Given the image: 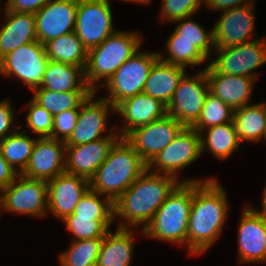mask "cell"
I'll return each mask as SVG.
<instances>
[{
  "label": "cell",
  "mask_w": 266,
  "mask_h": 266,
  "mask_svg": "<svg viewBox=\"0 0 266 266\" xmlns=\"http://www.w3.org/2000/svg\"><path fill=\"white\" fill-rule=\"evenodd\" d=\"M122 1H125V2H138V3H143V4H147L150 2V0H122Z\"/></svg>",
  "instance_id": "bcb514c9"
},
{
  "label": "cell",
  "mask_w": 266,
  "mask_h": 266,
  "mask_svg": "<svg viewBox=\"0 0 266 266\" xmlns=\"http://www.w3.org/2000/svg\"><path fill=\"white\" fill-rule=\"evenodd\" d=\"M115 112L124 118L125 126L116 131L124 138L130 131L167 115V105L142 92L120 102Z\"/></svg>",
  "instance_id": "44dd1931"
},
{
  "label": "cell",
  "mask_w": 266,
  "mask_h": 266,
  "mask_svg": "<svg viewBox=\"0 0 266 266\" xmlns=\"http://www.w3.org/2000/svg\"><path fill=\"white\" fill-rule=\"evenodd\" d=\"M233 117L234 110L209 91L200 117L192 128L202 135V130L231 122Z\"/></svg>",
  "instance_id": "836d02e7"
},
{
  "label": "cell",
  "mask_w": 266,
  "mask_h": 266,
  "mask_svg": "<svg viewBox=\"0 0 266 266\" xmlns=\"http://www.w3.org/2000/svg\"><path fill=\"white\" fill-rule=\"evenodd\" d=\"M74 32L88 51L117 32L113 27L110 1L79 0Z\"/></svg>",
  "instance_id": "9c48e42d"
},
{
  "label": "cell",
  "mask_w": 266,
  "mask_h": 266,
  "mask_svg": "<svg viewBox=\"0 0 266 266\" xmlns=\"http://www.w3.org/2000/svg\"><path fill=\"white\" fill-rule=\"evenodd\" d=\"M14 111L10 105L8 99L0 101V140L6 138L10 134L14 133L17 129H20V125L15 127L13 132L9 133L12 123L15 121Z\"/></svg>",
  "instance_id": "60d3db41"
},
{
  "label": "cell",
  "mask_w": 266,
  "mask_h": 266,
  "mask_svg": "<svg viewBox=\"0 0 266 266\" xmlns=\"http://www.w3.org/2000/svg\"><path fill=\"white\" fill-rule=\"evenodd\" d=\"M78 3L79 0H50L34 13L41 44L75 31Z\"/></svg>",
  "instance_id": "2e32d148"
},
{
  "label": "cell",
  "mask_w": 266,
  "mask_h": 266,
  "mask_svg": "<svg viewBox=\"0 0 266 266\" xmlns=\"http://www.w3.org/2000/svg\"><path fill=\"white\" fill-rule=\"evenodd\" d=\"M89 189L81 198L72 214L94 216V219H114L113 202L108 197Z\"/></svg>",
  "instance_id": "8d00e7d4"
},
{
  "label": "cell",
  "mask_w": 266,
  "mask_h": 266,
  "mask_svg": "<svg viewBox=\"0 0 266 266\" xmlns=\"http://www.w3.org/2000/svg\"><path fill=\"white\" fill-rule=\"evenodd\" d=\"M146 169L147 163L125 138H120L89 180L90 189L114 203Z\"/></svg>",
  "instance_id": "3957f363"
},
{
  "label": "cell",
  "mask_w": 266,
  "mask_h": 266,
  "mask_svg": "<svg viewBox=\"0 0 266 266\" xmlns=\"http://www.w3.org/2000/svg\"><path fill=\"white\" fill-rule=\"evenodd\" d=\"M209 91L205 68L192 77L185 74L167 105V115L184 127H192L200 117Z\"/></svg>",
  "instance_id": "ba28073f"
},
{
  "label": "cell",
  "mask_w": 266,
  "mask_h": 266,
  "mask_svg": "<svg viewBox=\"0 0 266 266\" xmlns=\"http://www.w3.org/2000/svg\"><path fill=\"white\" fill-rule=\"evenodd\" d=\"M133 231L129 228L110 230L103 239L96 266H131L134 240Z\"/></svg>",
  "instance_id": "484cf974"
},
{
  "label": "cell",
  "mask_w": 266,
  "mask_h": 266,
  "mask_svg": "<svg viewBox=\"0 0 266 266\" xmlns=\"http://www.w3.org/2000/svg\"><path fill=\"white\" fill-rule=\"evenodd\" d=\"M104 238L74 240L58 257L60 266H96Z\"/></svg>",
  "instance_id": "1f68e13d"
},
{
  "label": "cell",
  "mask_w": 266,
  "mask_h": 266,
  "mask_svg": "<svg viewBox=\"0 0 266 266\" xmlns=\"http://www.w3.org/2000/svg\"><path fill=\"white\" fill-rule=\"evenodd\" d=\"M65 155L64 141L37 137L28 165L21 174L31 179L49 181L65 172Z\"/></svg>",
  "instance_id": "ac0fdd59"
},
{
  "label": "cell",
  "mask_w": 266,
  "mask_h": 266,
  "mask_svg": "<svg viewBox=\"0 0 266 266\" xmlns=\"http://www.w3.org/2000/svg\"><path fill=\"white\" fill-rule=\"evenodd\" d=\"M4 13L6 21L0 28V61L18 47L38 41L34 13L6 9Z\"/></svg>",
  "instance_id": "603a6c76"
},
{
  "label": "cell",
  "mask_w": 266,
  "mask_h": 266,
  "mask_svg": "<svg viewBox=\"0 0 266 266\" xmlns=\"http://www.w3.org/2000/svg\"><path fill=\"white\" fill-rule=\"evenodd\" d=\"M114 219H94V216L70 214L62 222L65 223L74 240L104 238Z\"/></svg>",
  "instance_id": "d6a6232c"
},
{
  "label": "cell",
  "mask_w": 266,
  "mask_h": 266,
  "mask_svg": "<svg viewBox=\"0 0 266 266\" xmlns=\"http://www.w3.org/2000/svg\"><path fill=\"white\" fill-rule=\"evenodd\" d=\"M193 182H203V180L186 179L180 182L142 230L144 236L187 246L188 223L193 202Z\"/></svg>",
  "instance_id": "277c9868"
},
{
  "label": "cell",
  "mask_w": 266,
  "mask_h": 266,
  "mask_svg": "<svg viewBox=\"0 0 266 266\" xmlns=\"http://www.w3.org/2000/svg\"><path fill=\"white\" fill-rule=\"evenodd\" d=\"M48 184V212L64 220L74 212L75 207L90 189L88 179L62 173L47 181Z\"/></svg>",
  "instance_id": "ffe728a7"
},
{
  "label": "cell",
  "mask_w": 266,
  "mask_h": 266,
  "mask_svg": "<svg viewBox=\"0 0 266 266\" xmlns=\"http://www.w3.org/2000/svg\"><path fill=\"white\" fill-rule=\"evenodd\" d=\"M78 115L79 110H66L54 115L52 138L66 142L75 129Z\"/></svg>",
  "instance_id": "ab89813d"
},
{
  "label": "cell",
  "mask_w": 266,
  "mask_h": 266,
  "mask_svg": "<svg viewBox=\"0 0 266 266\" xmlns=\"http://www.w3.org/2000/svg\"><path fill=\"white\" fill-rule=\"evenodd\" d=\"M95 94L96 92L92 93L80 106L77 124L65 142L66 146L86 144L109 136H120L116 126H113L114 130L112 129L107 136L102 135L107 129V115L109 112L115 113V107L108 100L95 97ZM94 97L96 99H93Z\"/></svg>",
  "instance_id": "4fadbf2b"
},
{
  "label": "cell",
  "mask_w": 266,
  "mask_h": 266,
  "mask_svg": "<svg viewBox=\"0 0 266 266\" xmlns=\"http://www.w3.org/2000/svg\"><path fill=\"white\" fill-rule=\"evenodd\" d=\"M1 209L9 213L13 212L30 217L47 216V181L31 179L22 174H18L15 180L0 192Z\"/></svg>",
  "instance_id": "52a82bcc"
},
{
  "label": "cell",
  "mask_w": 266,
  "mask_h": 266,
  "mask_svg": "<svg viewBox=\"0 0 266 266\" xmlns=\"http://www.w3.org/2000/svg\"><path fill=\"white\" fill-rule=\"evenodd\" d=\"M158 58L159 52L137 51L102 85L109 93L103 98L116 107L123 100L142 93L150 69Z\"/></svg>",
  "instance_id": "8992f818"
},
{
  "label": "cell",
  "mask_w": 266,
  "mask_h": 266,
  "mask_svg": "<svg viewBox=\"0 0 266 266\" xmlns=\"http://www.w3.org/2000/svg\"><path fill=\"white\" fill-rule=\"evenodd\" d=\"M201 136L194 128L184 127L174 140L147 164V169L178 179L176 174L201 156Z\"/></svg>",
  "instance_id": "30bf717a"
},
{
  "label": "cell",
  "mask_w": 266,
  "mask_h": 266,
  "mask_svg": "<svg viewBox=\"0 0 266 266\" xmlns=\"http://www.w3.org/2000/svg\"><path fill=\"white\" fill-rule=\"evenodd\" d=\"M203 0H162L161 19L175 23L184 17L193 16L198 11Z\"/></svg>",
  "instance_id": "f35d334b"
},
{
  "label": "cell",
  "mask_w": 266,
  "mask_h": 266,
  "mask_svg": "<svg viewBox=\"0 0 266 266\" xmlns=\"http://www.w3.org/2000/svg\"><path fill=\"white\" fill-rule=\"evenodd\" d=\"M233 128L240 142L266 141L265 103L245 105L234 110Z\"/></svg>",
  "instance_id": "4316f807"
},
{
  "label": "cell",
  "mask_w": 266,
  "mask_h": 266,
  "mask_svg": "<svg viewBox=\"0 0 266 266\" xmlns=\"http://www.w3.org/2000/svg\"><path fill=\"white\" fill-rule=\"evenodd\" d=\"M33 100L49 111L52 116L66 110H79L94 91L55 92L44 88L33 90Z\"/></svg>",
  "instance_id": "f546056e"
},
{
  "label": "cell",
  "mask_w": 266,
  "mask_h": 266,
  "mask_svg": "<svg viewBox=\"0 0 266 266\" xmlns=\"http://www.w3.org/2000/svg\"><path fill=\"white\" fill-rule=\"evenodd\" d=\"M40 88L55 92L93 91L85 80V70L72 64L48 60Z\"/></svg>",
  "instance_id": "d4e9b609"
},
{
  "label": "cell",
  "mask_w": 266,
  "mask_h": 266,
  "mask_svg": "<svg viewBox=\"0 0 266 266\" xmlns=\"http://www.w3.org/2000/svg\"><path fill=\"white\" fill-rule=\"evenodd\" d=\"M263 201H262V210L258 211V209L256 210L257 212H259L260 214H262L263 216L266 217V185H265V189L263 192Z\"/></svg>",
  "instance_id": "f6af8a7d"
},
{
  "label": "cell",
  "mask_w": 266,
  "mask_h": 266,
  "mask_svg": "<svg viewBox=\"0 0 266 266\" xmlns=\"http://www.w3.org/2000/svg\"><path fill=\"white\" fill-rule=\"evenodd\" d=\"M238 256L239 263H266V217L250 204L239 223Z\"/></svg>",
  "instance_id": "e0dca14e"
},
{
  "label": "cell",
  "mask_w": 266,
  "mask_h": 266,
  "mask_svg": "<svg viewBox=\"0 0 266 266\" xmlns=\"http://www.w3.org/2000/svg\"><path fill=\"white\" fill-rule=\"evenodd\" d=\"M48 60L43 44L39 41L27 43L0 61V75L8 78L14 75L34 90L42 84Z\"/></svg>",
  "instance_id": "8fae6325"
},
{
  "label": "cell",
  "mask_w": 266,
  "mask_h": 266,
  "mask_svg": "<svg viewBox=\"0 0 266 266\" xmlns=\"http://www.w3.org/2000/svg\"><path fill=\"white\" fill-rule=\"evenodd\" d=\"M120 138L109 136L86 144L66 146L65 172L90 180Z\"/></svg>",
  "instance_id": "d6986e66"
},
{
  "label": "cell",
  "mask_w": 266,
  "mask_h": 266,
  "mask_svg": "<svg viewBox=\"0 0 266 266\" xmlns=\"http://www.w3.org/2000/svg\"><path fill=\"white\" fill-rule=\"evenodd\" d=\"M218 57L209 60L216 72L233 76L257 78L253 70L266 63V38H259L237 46L215 49Z\"/></svg>",
  "instance_id": "7c38bea8"
},
{
  "label": "cell",
  "mask_w": 266,
  "mask_h": 266,
  "mask_svg": "<svg viewBox=\"0 0 266 266\" xmlns=\"http://www.w3.org/2000/svg\"><path fill=\"white\" fill-rule=\"evenodd\" d=\"M229 206L223 187L214 178L193 182L187 249L192 255L204 253L222 233Z\"/></svg>",
  "instance_id": "6da1fadb"
},
{
  "label": "cell",
  "mask_w": 266,
  "mask_h": 266,
  "mask_svg": "<svg viewBox=\"0 0 266 266\" xmlns=\"http://www.w3.org/2000/svg\"><path fill=\"white\" fill-rule=\"evenodd\" d=\"M185 73V67L158 58L150 69L143 92L168 105Z\"/></svg>",
  "instance_id": "cb8c5ba5"
},
{
  "label": "cell",
  "mask_w": 266,
  "mask_h": 266,
  "mask_svg": "<svg viewBox=\"0 0 266 266\" xmlns=\"http://www.w3.org/2000/svg\"><path fill=\"white\" fill-rule=\"evenodd\" d=\"M18 173L2 156L0 150V192L6 189L17 177Z\"/></svg>",
  "instance_id": "ee69618b"
},
{
  "label": "cell",
  "mask_w": 266,
  "mask_h": 266,
  "mask_svg": "<svg viewBox=\"0 0 266 266\" xmlns=\"http://www.w3.org/2000/svg\"><path fill=\"white\" fill-rule=\"evenodd\" d=\"M184 126L166 115L130 131L124 138L148 164L162 149L170 144Z\"/></svg>",
  "instance_id": "5bb4252c"
},
{
  "label": "cell",
  "mask_w": 266,
  "mask_h": 266,
  "mask_svg": "<svg viewBox=\"0 0 266 266\" xmlns=\"http://www.w3.org/2000/svg\"><path fill=\"white\" fill-rule=\"evenodd\" d=\"M50 0H7L4 9L11 12L36 13Z\"/></svg>",
  "instance_id": "b9f144b4"
},
{
  "label": "cell",
  "mask_w": 266,
  "mask_h": 266,
  "mask_svg": "<svg viewBox=\"0 0 266 266\" xmlns=\"http://www.w3.org/2000/svg\"><path fill=\"white\" fill-rule=\"evenodd\" d=\"M44 47L49 60L72 64L85 70L88 50L75 32L52 39Z\"/></svg>",
  "instance_id": "83f0119b"
},
{
  "label": "cell",
  "mask_w": 266,
  "mask_h": 266,
  "mask_svg": "<svg viewBox=\"0 0 266 266\" xmlns=\"http://www.w3.org/2000/svg\"><path fill=\"white\" fill-rule=\"evenodd\" d=\"M166 50L168 58H163L164 54L159 52V58L162 61L180 65L183 67L196 66L206 63L208 59L200 50H198L192 41L187 39H167Z\"/></svg>",
  "instance_id": "d590c367"
},
{
  "label": "cell",
  "mask_w": 266,
  "mask_h": 266,
  "mask_svg": "<svg viewBox=\"0 0 266 266\" xmlns=\"http://www.w3.org/2000/svg\"><path fill=\"white\" fill-rule=\"evenodd\" d=\"M206 138L201 136V153L209 149L218 160L229 157L241 144L236 135L232 121L202 130ZM205 138V139H204Z\"/></svg>",
  "instance_id": "f1b7e54d"
},
{
  "label": "cell",
  "mask_w": 266,
  "mask_h": 266,
  "mask_svg": "<svg viewBox=\"0 0 266 266\" xmlns=\"http://www.w3.org/2000/svg\"><path fill=\"white\" fill-rule=\"evenodd\" d=\"M179 183L174 176L146 169L113 203L114 217L123 219L118 228L134 230L143 225V230Z\"/></svg>",
  "instance_id": "7a4b0ae2"
},
{
  "label": "cell",
  "mask_w": 266,
  "mask_h": 266,
  "mask_svg": "<svg viewBox=\"0 0 266 266\" xmlns=\"http://www.w3.org/2000/svg\"><path fill=\"white\" fill-rule=\"evenodd\" d=\"M205 5L212 10H229L236 7H242L247 5L255 4L254 0H203Z\"/></svg>",
  "instance_id": "7bdbcfd3"
},
{
  "label": "cell",
  "mask_w": 266,
  "mask_h": 266,
  "mask_svg": "<svg viewBox=\"0 0 266 266\" xmlns=\"http://www.w3.org/2000/svg\"><path fill=\"white\" fill-rule=\"evenodd\" d=\"M255 5L222 11L213 29L215 49L229 48L254 40Z\"/></svg>",
  "instance_id": "9a60e30c"
},
{
  "label": "cell",
  "mask_w": 266,
  "mask_h": 266,
  "mask_svg": "<svg viewBox=\"0 0 266 266\" xmlns=\"http://www.w3.org/2000/svg\"><path fill=\"white\" fill-rule=\"evenodd\" d=\"M138 34L135 31H117L88 51L85 80L94 92H97L99 86L105 84L125 61L139 51L142 39ZM102 79L104 83L98 85Z\"/></svg>",
  "instance_id": "5b68a950"
},
{
  "label": "cell",
  "mask_w": 266,
  "mask_h": 266,
  "mask_svg": "<svg viewBox=\"0 0 266 266\" xmlns=\"http://www.w3.org/2000/svg\"><path fill=\"white\" fill-rule=\"evenodd\" d=\"M29 109L26 121V128L31 129L34 133L38 134L39 138L50 137L52 138L53 129V116L45 108L37 104L31 99L26 105Z\"/></svg>",
  "instance_id": "74e56055"
},
{
  "label": "cell",
  "mask_w": 266,
  "mask_h": 266,
  "mask_svg": "<svg viewBox=\"0 0 266 266\" xmlns=\"http://www.w3.org/2000/svg\"><path fill=\"white\" fill-rule=\"evenodd\" d=\"M205 70L212 94L220 98L233 110L248 105L256 82L255 78L216 73L209 65L205 67Z\"/></svg>",
  "instance_id": "7402d4cb"
},
{
  "label": "cell",
  "mask_w": 266,
  "mask_h": 266,
  "mask_svg": "<svg viewBox=\"0 0 266 266\" xmlns=\"http://www.w3.org/2000/svg\"><path fill=\"white\" fill-rule=\"evenodd\" d=\"M190 17L191 16L184 17L176 21V23H179L168 39H187L192 41L194 46L208 58L207 61L209 62L211 59L209 55L213 53L212 49H215L213 43V29L206 33L203 26L193 22V20L191 21Z\"/></svg>",
  "instance_id": "e575fe53"
},
{
  "label": "cell",
  "mask_w": 266,
  "mask_h": 266,
  "mask_svg": "<svg viewBox=\"0 0 266 266\" xmlns=\"http://www.w3.org/2000/svg\"><path fill=\"white\" fill-rule=\"evenodd\" d=\"M18 130L19 129L0 140V150L8 164L15 169L18 174H21L28 165L36 143V138H34V140L26 135V130L22 132H18Z\"/></svg>",
  "instance_id": "4dcf8cb0"
}]
</instances>
